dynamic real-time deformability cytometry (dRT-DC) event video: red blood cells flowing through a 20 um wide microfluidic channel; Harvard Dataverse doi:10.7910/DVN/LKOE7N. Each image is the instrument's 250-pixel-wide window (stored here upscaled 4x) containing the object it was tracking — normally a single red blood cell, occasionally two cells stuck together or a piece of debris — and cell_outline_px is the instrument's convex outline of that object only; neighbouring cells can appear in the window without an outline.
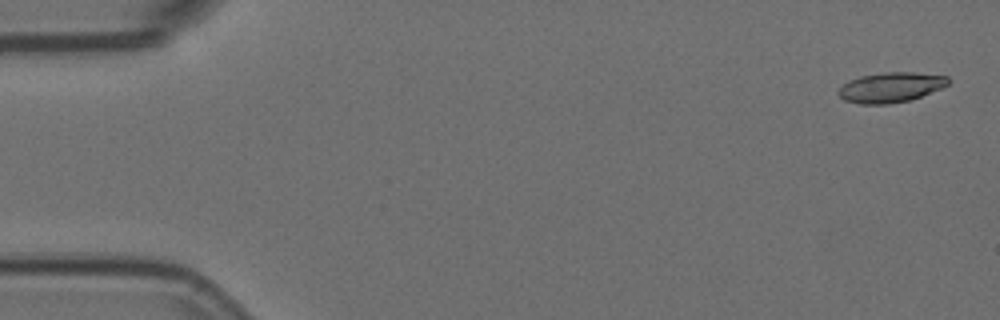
{"species": "Egyptian fruit bat (a non-hibernating species)", "species_latin": "Rousettus aegyptiacus", "temperature_condition": "room temperature", "stored_images_in_passage": 5, "camera_frame_rate_fps": 3000, "um_per_image_px": 0.085, "animal": {"sex": "female"}, "frame": {"image": 1, "passage_image": 1, "time_ms": 0.0, "image_size_px": [1000, 320], "cell_outline_px": [[952, 80], [948, 84], [940, 88], [920, 96], [908, 100], [888, 104], [860, 104], [844, 100], [836, 92], [848, 80], [860, 76], [884, 72], [916, 72], [948, 76]], "centroid_in_image_um": [75.7, 7.41], "position_along_channel_um": 9.3, "area_um2": 19.19}}
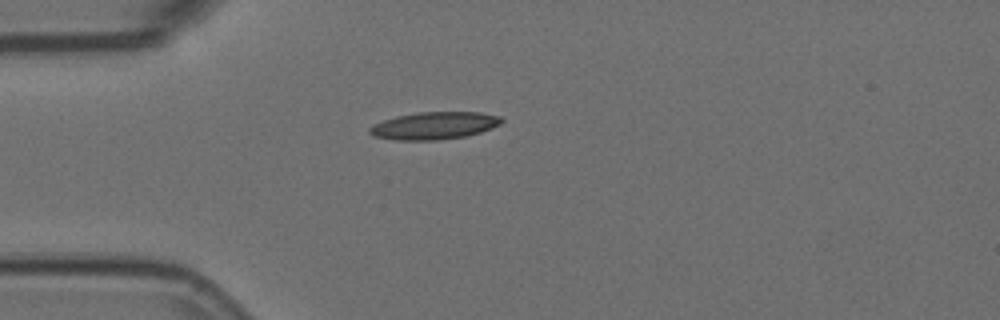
{"frame": {"image": 2, "passage_image": 5, "time_ms": 1.333, "image_size_px": [1000, 320], "cell_outline_px": [[504, 120], [500, 124], [492, 128], [480, 132], [464, 136], [436, 140], [396, 140], [372, 136], [368, 132], [368, 128], [372, 124], [396, 116], [420, 112], [480, 112], [500, 116]], "centroid_in_image_um": [36.88, 10.67], "position_along_channel_um": 48.1, "area_um2": 21.1}}